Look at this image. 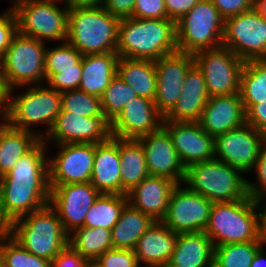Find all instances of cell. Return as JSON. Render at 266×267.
<instances>
[{
	"label": "cell",
	"mask_w": 266,
	"mask_h": 267,
	"mask_svg": "<svg viewBox=\"0 0 266 267\" xmlns=\"http://www.w3.org/2000/svg\"><path fill=\"white\" fill-rule=\"evenodd\" d=\"M132 18L167 19L164 0H136Z\"/></svg>",
	"instance_id": "ee69618b"
},
{
	"label": "cell",
	"mask_w": 266,
	"mask_h": 267,
	"mask_svg": "<svg viewBox=\"0 0 266 267\" xmlns=\"http://www.w3.org/2000/svg\"><path fill=\"white\" fill-rule=\"evenodd\" d=\"M245 112L266 101V59L244 62L239 91Z\"/></svg>",
	"instance_id": "836d02e7"
},
{
	"label": "cell",
	"mask_w": 266,
	"mask_h": 267,
	"mask_svg": "<svg viewBox=\"0 0 266 267\" xmlns=\"http://www.w3.org/2000/svg\"><path fill=\"white\" fill-rule=\"evenodd\" d=\"M68 245L86 260H96L107 250L113 249L111 230L81 227L69 234Z\"/></svg>",
	"instance_id": "d6a6232c"
},
{
	"label": "cell",
	"mask_w": 266,
	"mask_h": 267,
	"mask_svg": "<svg viewBox=\"0 0 266 267\" xmlns=\"http://www.w3.org/2000/svg\"><path fill=\"white\" fill-rule=\"evenodd\" d=\"M257 240L266 249V199H256Z\"/></svg>",
	"instance_id": "816d5d0a"
},
{
	"label": "cell",
	"mask_w": 266,
	"mask_h": 267,
	"mask_svg": "<svg viewBox=\"0 0 266 267\" xmlns=\"http://www.w3.org/2000/svg\"><path fill=\"white\" fill-rule=\"evenodd\" d=\"M12 221L4 214L0 202V241L11 237Z\"/></svg>",
	"instance_id": "db71d44e"
},
{
	"label": "cell",
	"mask_w": 266,
	"mask_h": 267,
	"mask_svg": "<svg viewBox=\"0 0 266 267\" xmlns=\"http://www.w3.org/2000/svg\"><path fill=\"white\" fill-rule=\"evenodd\" d=\"M59 46L46 48L44 72L45 80L51 74H59V70L82 69V54L68 41L58 43Z\"/></svg>",
	"instance_id": "8d00e7d4"
},
{
	"label": "cell",
	"mask_w": 266,
	"mask_h": 267,
	"mask_svg": "<svg viewBox=\"0 0 266 267\" xmlns=\"http://www.w3.org/2000/svg\"><path fill=\"white\" fill-rule=\"evenodd\" d=\"M0 14V58L9 48L11 41L18 32L17 18L14 11L8 7Z\"/></svg>",
	"instance_id": "f6af8a7d"
},
{
	"label": "cell",
	"mask_w": 266,
	"mask_h": 267,
	"mask_svg": "<svg viewBox=\"0 0 266 267\" xmlns=\"http://www.w3.org/2000/svg\"><path fill=\"white\" fill-rule=\"evenodd\" d=\"M119 156L121 195H127L150 174L147 169L144 149L137 139L119 138Z\"/></svg>",
	"instance_id": "f546056e"
},
{
	"label": "cell",
	"mask_w": 266,
	"mask_h": 267,
	"mask_svg": "<svg viewBox=\"0 0 266 267\" xmlns=\"http://www.w3.org/2000/svg\"><path fill=\"white\" fill-rule=\"evenodd\" d=\"M177 238L178 233L170 230L162 221H154L134 248L140 265L166 267L175 250Z\"/></svg>",
	"instance_id": "cb8c5ba5"
},
{
	"label": "cell",
	"mask_w": 266,
	"mask_h": 267,
	"mask_svg": "<svg viewBox=\"0 0 266 267\" xmlns=\"http://www.w3.org/2000/svg\"><path fill=\"white\" fill-rule=\"evenodd\" d=\"M0 267H2V241H0Z\"/></svg>",
	"instance_id": "91938a15"
},
{
	"label": "cell",
	"mask_w": 266,
	"mask_h": 267,
	"mask_svg": "<svg viewBox=\"0 0 266 267\" xmlns=\"http://www.w3.org/2000/svg\"><path fill=\"white\" fill-rule=\"evenodd\" d=\"M9 94L8 125L35 133L40 139L47 135L61 112V93L44 84L28 86L21 94ZM43 124L44 131L34 127ZM35 128L33 130L32 128Z\"/></svg>",
	"instance_id": "ba28073f"
},
{
	"label": "cell",
	"mask_w": 266,
	"mask_h": 267,
	"mask_svg": "<svg viewBox=\"0 0 266 267\" xmlns=\"http://www.w3.org/2000/svg\"><path fill=\"white\" fill-rule=\"evenodd\" d=\"M87 267H104V266L97 260H88Z\"/></svg>",
	"instance_id": "680465c9"
},
{
	"label": "cell",
	"mask_w": 266,
	"mask_h": 267,
	"mask_svg": "<svg viewBox=\"0 0 266 267\" xmlns=\"http://www.w3.org/2000/svg\"><path fill=\"white\" fill-rule=\"evenodd\" d=\"M246 123L266 136V101L253 105L246 112Z\"/></svg>",
	"instance_id": "681fc988"
},
{
	"label": "cell",
	"mask_w": 266,
	"mask_h": 267,
	"mask_svg": "<svg viewBox=\"0 0 266 267\" xmlns=\"http://www.w3.org/2000/svg\"><path fill=\"white\" fill-rule=\"evenodd\" d=\"M250 267H266V251H265V249L261 248L256 253V256H255Z\"/></svg>",
	"instance_id": "9f6ffc18"
},
{
	"label": "cell",
	"mask_w": 266,
	"mask_h": 267,
	"mask_svg": "<svg viewBox=\"0 0 266 267\" xmlns=\"http://www.w3.org/2000/svg\"><path fill=\"white\" fill-rule=\"evenodd\" d=\"M119 22L103 7L69 8L66 41L82 55L116 52Z\"/></svg>",
	"instance_id": "3957f363"
},
{
	"label": "cell",
	"mask_w": 266,
	"mask_h": 267,
	"mask_svg": "<svg viewBox=\"0 0 266 267\" xmlns=\"http://www.w3.org/2000/svg\"><path fill=\"white\" fill-rule=\"evenodd\" d=\"M87 265L88 260L69 245L51 261V267H87Z\"/></svg>",
	"instance_id": "7dc6e473"
},
{
	"label": "cell",
	"mask_w": 266,
	"mask_h": 267,
	"mask_svg": "<svg viewBox=\"0 0 266 267\" xmlns=\"http://www.w3.org/2000/svg\"><path fill=\"white\" fill-rule=\"evenodd\" d=\"M117 76L130 85L137 96L154 101L157 89L155 61L119 57Z\"/></svg>",
	"instance_id": "f1b7e54d"
},
{
	"label": "cell",
	"mask_w": 266,
	"mask_h": 267,
	"mask_svg": "<svg viewBox=\"0 0 266 267\" xmlns=\"http://www.w3.org/2000/svg\"><path fill=\"white\" fill-rule=\"evenodd\" d=\"M137 140L144 149L150 175L163 176L177 184H183L186 168L173 146L168 131L163 126Z\"/></svg>",
	"instance_id": "d6986e66"
},
{
	"label": "cell",
	"mask_w": 266,
	"mask_h": 267,
	"mask_svg": "<svg viewBox=\"0 0 266 267\" xmlns=\"http://www.w3.org/2000/svg\"><path fill=\"white\" fill-rule=\"evenodd\" d=\"M154 220L129 203L124 207L119 220L111 230L113 249L134 250L138 239Z\"/></svg>",
	"instance_id": "4dcf8cb0"
},
{
	"label": "cell",
	"mask_w": 266,
	"mask_h": 267,
	"mask_svg": "<svg viewBox=\"0 0 266 267\" xmlns=\"http://www.w3.org/2000/svg\"><path fill=\"white\" fill-rule=\"evenodd\" d=\"M183 184L213 203L248 196L247 179L243 177V172L215 158L187 167Z\"/></svg>",
	"instance_id": "5b68a950"
},
{
	"label": "cell",
	"mask_w": 266,
	"mask_h": 267,
	"mask_svg": "<svg viewBox=\"0 0 266 267\" xmlns=\"http://www.w3.org/2000/svg\"><path fill=\"white\" fill-rule=\"evenodd\" d=\"M254 7L263 17L266 18V0H255Z\"/></svg>",
	"instance_id": "6f0895ef"
},
{
	"label": "cell",
	"mask_w": 266,
	"mask_h": 267,
	"mask_svg": "<svg viewBox=\"0 0 266 267\" xmlns=\"http://www.w3.org/2000/svg\"><path fill=\"white\" fill-rule=\"evenodd\" d=\"M185 168L214 158V138L198 122L163 121Z\"/></svg>",
	"instance_id": "ffe728a7"
},
{
	"label": "cell",
	"mask_w": 266,
	"mask_h": 267,
	"mask_svg": "<svg viewBox=\"0 0 266 267\" xmlns=\"http://www.w3.org/2000/svg\"><path fill=\"white\" fill-rule=\"evenodd\" d=\"M96 260L104 267H142L134 250L130 249H110Z\"/></svg>",
	"instance_id": "b9f144b4"
},
{
	"label": "cell",
	"mask_w": 266,
	"mask_h": 267,
	"mask_svg": "<svg viewBox=\"0 0 266 267\" xmlns=\"http://www.w3.org/2000/svg\"><path fill=\"white\" fill-rule=\"evenodd\" d=\"M11 237L29 253L51 262L68 246L69 235L48 204L13 221Z\"/></svg>",
	"instance_id": "277c9868"
},
{
	"label": "cell",
	"mask_w": 266,
	"mask_h": 267,
	"mask_svg": "<svg viewBox=\"0 0 266 267\" xmlns=\"http://www.w3.org/2000/svg\"><path fill=\"white\" fill-rule=\"evenodd\" d=\"M194 64L192 54L179 51L155 61L157 89L154 102L163 117L176 105L186 74Z\"/></svg>",
	"instance_id": "ac0fdd59"
},
{
	"label": "cell",
	"mask_w": 266,
	"mask_h": 267,
	"mask_svg": "<svg viewBox=\"0 0 266 267\" xmlns=\"http://www.w3.org/2000/svg\"><path fill=\"white\" fill-rule=\"evenodd\" d=\"M265 139L263 133L245 123L214 138V158L244 174L251 173Z\"/></svg>",
	"instance_id": "9a60e30c"
},
{
	"label": "cell",
	"mask_w": 266,
	"mask_h": 267,
	"mask_svg": "<svg viewBox=\"0 0 266 267\" xmlns=\"http://www.w3.org/2000/svg\"><path fill=\"white\" fill-rule=\"evenodd\" d=\"M136 0H104L103 8L120 19L131 17Z\"/></svg>",
	"instance_id": "f907efd6"
},
{
	"label": "cell",
	"mask_w": 266,
	"mask_h": 267,
	"mask_svg": "<svg viewBox=\"0 0 266 267\" xmlns=\"http://www.w3.org/2000/svg\"><path fill=\"white\" fill-rule=\"evenodd\" d=\"M57 148L56 156L48 158L49 185L90 182L95 144L66 143Z\"/></svg>",
	"instance_id": "2e32d148"
},
{
	"label": "cell",
	"mask_w": 266,
	"mask_h": 267,
	"mask_svg": "<svg viewBox=\"0 0 266 267\" xmlns=\"http://www.w3.org/2000/svg\"><path fill=\"white\" fill-rule=\"evenodd\" d=\"M199 1L200 0H164L168 18L176 23Z\"/></svg>",
	"instance_id": "c3c4849f"
},
{
	"label": "cell",
	"mask_w": 266,
	"mask_h": 267,
	"mask_svg": "<svg viewBox=\"0 0 266 267\" xmlns=\"http://www.w3.org/2000/svg\"><path fill=\"white\" fill-rule=\"evenodd\" d=\"M40 138L33 132L6 125L0 128V178L6 175Z\"/></svg>",
	"instance_id": "1f68e13d"
},
{
	"label": "cell",
	"mask_w": 266,
	"mask_h": 267,
	"mask_svg": "<svg viewBox=\"0 0 266 267\" xmlns=\"http://www.w3.org/2000/svg\"><path fill=\"white\" fill-rule=\"evenodd\" d=\"M120 170L119 138L113 136L105 142L95 144L90 183L100 194L121 195Z\"/></svg>",
	"instance_id": "484cf974"
},
{
	"label": "cell",
	"mask_w": 266,
	"mask_h": 267,
	"mask_svg": "<svg viewBox=\"0 0 266 267\" xmlns=\"http://www.w3.org/2000/svg\"><path fill=\"white\" fill-rule=\"evenodd\" d=\"M214 246L205 233H179L175 250L166 267H213Z\"/></svg>",
	"instance_id": "4316f807"
},
{
	"label": "cell",
	"mask_w": 266,
	"mask_h": 267,
	"mask_svg": "<svg viewBox=\"0 0 266 267\" xmlns=\"http://www.w3.org/2000/svg\"><path fill=\"white\" fill-rule=\"evenodd\" d=\"M61 112L93 117L102 113L100 97L74 89L61 93Z\"/></svg>",
	"instance_id": "f35d334b"
},
{
	"label": "cell",
	"mask_w": 266,
	"mask_h": 267,
	"mask_svg": "<svg viewBox=\"0 0 266 267\" xmlns=\"http://www.w3.org/2000/svg\"><path fill=\"white\" fill-rule=\"evenodd\" d=\"M56 1H60V2H63L64 3L66 0H56Z\"/></svg>",
	"instance_id": "6125c7cd"
},
{
	"label": "cell",
	"mask_w": 266,
	"mask_h": 267,
	"mask_svg": "<svg viewBox=\"0 0 266 267\" xmlns=\"http://www.w3.org/2000/svg\"><path fill=\"white\" fill-rule=\"evenodd\" d=\"M104 0H66L64 3L69 8L102 7Z\"/></svg>",
	"instance_id": "11a10c76"
},
{
	"label": "cell",
	"mask_w": 266,
	"mask_h": 267,
	"mask_svg": "<svg viewBox=\"0 0 266 267\" xmlns=\"http://www.w3.org/2000/svg\"><path fill=\"white\" fill-rule=\"evenodd\" d=\"M10 89L0 78V128L8 125Z\"/></svg>",
	"instance_id": "f5cc1de1"
},
{
	"label": "cell",
	"mask_w": 266,
	"mask_h": 267,
	"mask_svg": "<svg viewBox=\"0 0 266 267\" xmlns=\"http://www.w3.org/2000/svg\"><path fill=\"white\" fill-rule=\"evenodd\" d=\"M2 267H51V262L29 253L9 237L2 241Z\"/></svg>",
	"instance_id": "ab89813d"
},
{
	"label": "cell",
	"mask_w": 266,
	"mask_h": 267,
	"mask_svg": "<svg viewBox=\"0 0 266 267\" xmlns=\"http://www.w3.org/2000/svg\"><path fill=\"white\" fill-rule=\"evenodd\" d=\"M225 20L210 0H200L176 22L179 52L195 55L222 46Z\"/></svg>",
	"instance_id": "9c48e42d"
},
{
	"label": "cell",
	"mask_w": 266,
	"mask_h": 267,
	"mask_svg": "<svg viewBox=\"0 0 266 267\" xmlns=\"http://www.w3.org/2000/svg\"><path fill=\"white\" fill-rule=\"evenodd\" d=\"M209 98L203 73L194 64L186 74L176 105L163 121L198 122Z\"/></svg>",
	"instance_id": "d4e9b609"
},
{
	"label": "cell",
	"mask_w": 266,
	"mask_h": 267,
	"mask_svg": "<svg viewBox=\"0 0 266 267\" xmlns=\"http://www.w3.org/2000/svg\"><path fill=\"white\" fill-rule=\"evenodd\" d=\"M46 43L19 32L0 58V78L13 94L15 89L42 84L45 81ZM20 87V88H18Z\"/></svg>",
	"instance_id": "52a82bcc"
},
{
	"label": "cell",
	"mask_w": 266,
	"mask_h": 267,
	"mask_svg": "<svg viewBox=\"0 0 266 267\" xmlns=\"http://www.w3.org/2000/svg\"><path fill=\"white\" fill-rule=\"evenodd\" d=\"M260 249L258 240L215 246L213 267H250Z\"/></svg>",
	"instance_id": "d590c367"
},
{
	"label": "cell",
	"mask_w": 266,
	"mask_h": 267,
	"mask_svg": "<svg viewBox=\"0 0 266 267\" xmlns=\"http://www.w3.org/2000/svg\"><path fill=\"white\" fill-rule=\"evenodd\" d=\"M178 51L176 23L167 19H120L116 52L119 57L156 61Z\"/></svg>",
	"instance_id": "7a4b0ae2"
},
{
	"label": "cell",
	"mask_w": 266,
	"mask_h": 267,
	"mask_svg": "<svg viewBox=\"0 0 266 267\" xmlns=\"http://www.w3.org/2000/svg\"><path fill=\"white\" fill-rule=\"evenodd\" d=\"M222 45L244 62L266 59V18L254 7L226 19Z\"/></svg>",
	"instance_id": "8fae6325"
},
{
	"label": "cell",
	"mask_w": 266,
	"mask_h": 267,
	"mask_svg": "<svg viewBox=\"0 0 266 267\" xmlns=\"http://www.w3.org/2000/svg\"><path fill=\"white\" fill-rule=\"evenodd\" d=\"M224 20L254 8L255 0H210Z\"/></svg>",
	"instance_id": "bcb514c9"
},
{
	"label": "cell",
	"mask_w": 266,
	"mask_h": 267,
	"mask_svg": "<svg viewBox=\"0 0 266 267\" xmlns=\"http://www.w3.org/2000/svg\"><path fill=\"white\" fill-rule=\"evenodd\" d=\"M198 123L213 138L245 124L246 112L240 94L210 96Z\"/></svg>",
	"instance_id": "7402d4cb"
},
{
	"label": "cell",
	"mask_w": 266,
	"mask_h": 267,
	"mask_svg": "<svg viewBox=\"0 0 266 267\" xmlns=\"http://www.w3.org/2000/svg\"><path fill=\"white\" fill-rule=\"evenodd\" d=\"M251 172L256 173V180H247V193L253 199H266V139L263 141L257 161Z\"/></svg>",
	"instance_id": "60d3db41"
},
{
	"label": "cell",
	"mask_w": 266,
	"mask_h": 267,
	"mask_svg": "<svg viewBox=\"0 0 266 267\" xmlns=\"http://www.w3.org/2000/svg\"><path fill=\"white\" fill-rule=\"evenodd\" d=\"M163 119L153 100L137 96L111 123L112 135L120 139H138L158 130Z\"/></svg>",
	"instance_id": "44dd1931"
},
{
	"label": "cell",
	"mask_w": 266,
	"mask_h": 267,
	"mask_svg": "<svg viewBox=\"0 0 266 267\" xmlns=\"http://www.w3.org/2000/svg\"><path fill=\"white\" fill-rule=\"evenodd\" d=\"M213 246L257 240L256 199L215 202L204 230Z\"/></svg>",
	"instance_id": "8992f818"
},
{
	"label": "cell",
	"mask_w": 266,
	"mask_h": 267,
	"mask_svg": "<svg viewBox=\"0 0 266 267\" xmlns=\"http://www.w3.org/2000/svg\"><path fill=\"white\" fill-rule=\"evenodd\" d=\"M176 185L169 178L149 175L127 193L128 203L154 221H162Z\"/></svg>",
	"instance_id": "603a6c76"
},
{
	"label": "cell",
	"mask_w": 266,
	"mask_h": 267,
	"mask_svg": "<svg viewBox=\"0 0 266 267\" xmlns=\"http://www.w3.org/2000/svg\"><path fill=\"white\" fill-rule=\"evenodd\" d=\"M194 56L202 71L209 96L239 93L244 61L225 46L202 50Z\"/></svg>",
	"instance_id": "7c38bea8"
},
{
	"label": "cell",
	"mask_w": 266,
	"mask_h": 267,
	"mask_svg": "<svg viewBox=\"0 0 266 267\" xmlns=\"http://www.w3.org/2000/svg\"><path fill=\"white\" fill-rule=\"evenodd\" d=\"M47 148L40 139L0 178V202L12 222L49 204Z\"/></svg>",
	"instance_id": "6da1fadb"
},
{
	"label": "cell",
	"mask_w": 266,
	"mask_h": 267,
	"mask_svg": "<svg viewBox=\"0 0 266 267\" xmlns=\"http://www.w3.org/2000/svg\"><path fill=\"white\" fill-rule=\"evenodd\" d=\"M20 1H23V0H13V2H12V4H11L10 8H11L12 6H14L16 3L20 2Z\"/></svg>",
	"instance_id": "94428289"
},
{
	"label": "cell",
	"mask_w": 266,
	"mask_h": 267,
	"mask_svg": "<svg viewBox=\"0 0 266 267\" xmlns=\"http://www.w3.org/2000/svg\"><path fill=\"white\" fill-rule=\"evenodd\" d=\"M181 185L172 190L162 222L178 234L204 231L213 202Z\"/></svg>",
	"instance_id": "4fadbf2b"
},
{
	"label": "cell",
	"mask_w": 266,
	"mask_h": 267,
	"mask_svg": "<svg viewBox=\"0 0 266 267\" xmlns=\"http://www.w3.org/2000/svg\"><path fill=\"white\" fill-rule=\"evenodd\" d=\"M117 52L82 56V77L79 90L101 97L117 75Z\"/></svg>",
	"instance_id": "83f0119b"
},
{
	"label": "cell",
	"mask_w": 266,
	"mask_h": 267,
	"mask_svg": "<svg viewBox=\"0 0 266 267\" xmlns=\"http://www.w3.org/2000/svg\"><path fill=\"white\" fill-rule=\"evenodd\" d=\"M82 77V69L59 70V74H51L45 83L60 93L78 89Z\"/></svg>",
	"instance_id": "7bdbcfd3"
},
{
	"label": "cell",
	"mask_w": 266,
	"mask_h": 267,
	"mask_svg": "<svg viewBox=\"0 0 266 267\" xmlns=\"http://www.w3.org/2000/svg\"><path fill=\"white\" fill-rule=\"evenodd\" d=\"M100 193L90 183L50 185L49 204L57 212L69 235L84 227L85 216Z\"/></svg>",
	"instance_id": "e0dca14e"
},
{
	"label": "cell",
	"mask_w": 266,
	"mask_h": 267,
	"mask_svg": "<svg viewBox=\"0 0 266 267\" xmlns=\"http://www.w3.org/2000/svg\"><path fill=\"white\" fill-rule=\"evenodd\" d=\"M135 97L137 94L132 87L116 75L100 97L102 113L112 123Z\"/></svg>",
	"instance_id": "74e56055"
},
{
	"label": "cell",
	"mask_w": 266,
	"mask_h": 267,
	"mask_svg": "<svg viewBox=\"0 0 266 267\" xmlns=\"http://www.w3.org/2000/svg\"><path fill=\"white\" fill-rule=\"evenodd\" d=\"M127 204V195L100 194L88 210L84 226L112 230Z\"/></svg>",
	"instance_id": "e575fe53"
},
{
	"label": "cell",
	"mask_w": 266,
	"mask_h": 267,
	"mask_svg": "<svg viewBox=\"0 0 266 267\" xmlns=\"http://www.w3.org/2000/svg\"><path fill=\"white\" fill-rule=\"evenodd\" d=\"M56 0H23L11 9L17 18L18 32L42 42H64L67 39L69 7ZM61 40V41H60Z\"/></svg>",
	"instance_id": "30bf717a"
},
{
	"label": "cell",
	"mask_w": 266,
	"mask_h": 267,
	"mask_svg": "<svg viewBox=\"0 0 266 267\" xmlns=\"http://www.w3.org/2000/svg\"><path fill=\"white\" fill-rule=\"evenodd\" d=\"M113 137L111 122L101 113L93 117H82L69 112H60L50 131L42 140L47 144L105 142Z\"/></svg>",
	"instance_id": "5bb4252c"
}]
</instances>
